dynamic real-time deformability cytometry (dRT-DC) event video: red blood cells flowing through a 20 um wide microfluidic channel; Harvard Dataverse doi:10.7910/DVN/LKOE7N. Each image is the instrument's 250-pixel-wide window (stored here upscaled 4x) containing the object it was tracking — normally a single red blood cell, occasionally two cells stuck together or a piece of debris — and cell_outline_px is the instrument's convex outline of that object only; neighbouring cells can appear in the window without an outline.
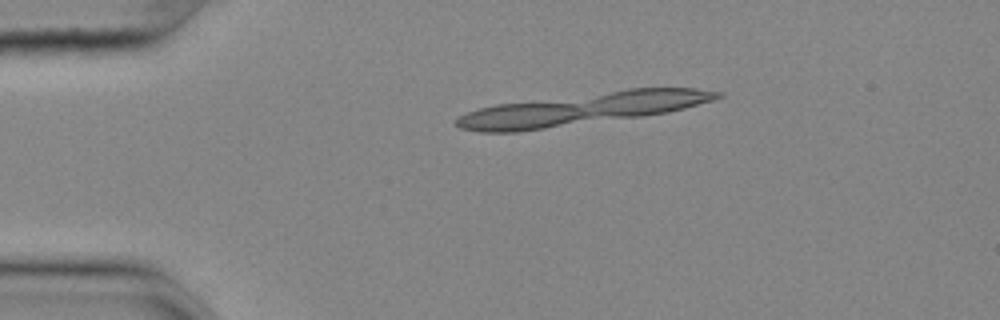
{"species": "common noctule bat (a hibernating species)", "species_latin": "Nyctalus noctula", "temperature_condition": "cold", "stored_images_in_passage": 11, "segment_of_instrument_passage": [1, 2], "camera_frame_rate_fps": 3000, "um_per_image_px": 0.085, "animal": {"sex": "female", "body_mass_g": 25.1}, "frame": {"image": 1, "passage_image": 1, "time_ms": 0.0, "image_size_px": [1000, 320], "cell_outline_px": [[724, 96], [712, 100], [684, 108], [668, 112], [640, 116], [520, 132], [480, 132], [460, 128], [452, 124], [460, 116], [468, 112], [480, 108], [496, 104], [628, 88], [696, 88], [724, 92]], "centroid_in_image_um": [49.44, 9.25], "position_along_channel_um": 35.6, "area_um2": 48.73}}